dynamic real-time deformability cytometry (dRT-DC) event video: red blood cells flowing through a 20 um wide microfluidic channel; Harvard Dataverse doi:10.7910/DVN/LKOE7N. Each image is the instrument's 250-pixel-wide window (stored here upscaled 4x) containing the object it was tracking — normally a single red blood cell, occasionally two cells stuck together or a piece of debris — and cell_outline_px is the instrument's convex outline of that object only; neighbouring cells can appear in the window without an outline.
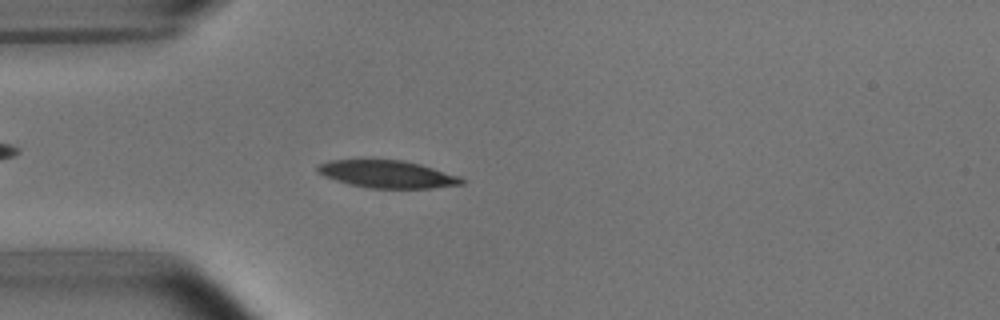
{"species": "common noctule bat (a hibernating species)", "species_latin": "Nyctalus noctula", "temperature_condition": "room temperature", "stored_images_in_passage": 49, "camera_frame_rate_fps": 3000, "um_per_image_px": 0.085, "animal": {"sex": "male", "body_mass_g": 15.6}, "frame": {"image": 1, "passage_image": 11, "time_ms": 3.333, "image_size_px": [1000, 320], "cell_outline_px": [[464, 184], [432, 188], [368, 188], [348, 184], [324, 176], [316, 172], [316, 168], [320, 164], [328, 160], [404, 160], [420, 164], [460, 176], [464, 180]], "centroid_in_image_um": [32.92, 14.81], "position_along_channel_um": 52.1, "area_um2": 23.06}}
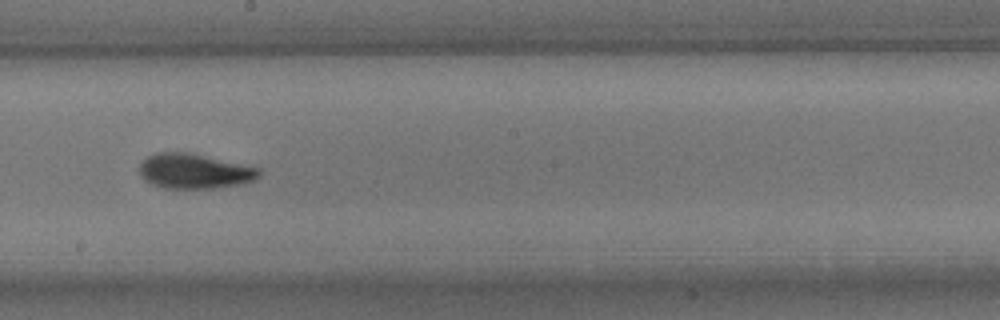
{"frame": {"image": 2, "passage_image": 26, "time_ms": 8.333, "image_size_px": [1000, 320], "cell_outline_px": [[260, 176], [256, 180], [240, 184], [212, 188], [164, 188], [152, 184], [144, 180], [140, 176], [140, 164], [148, 156], [156, 152], [184, 152], [260, 168]], "centroid_in_image_um": [16.5, 14.56], "position_along_channel_um": 231.7, "area_um2": 24.04}}
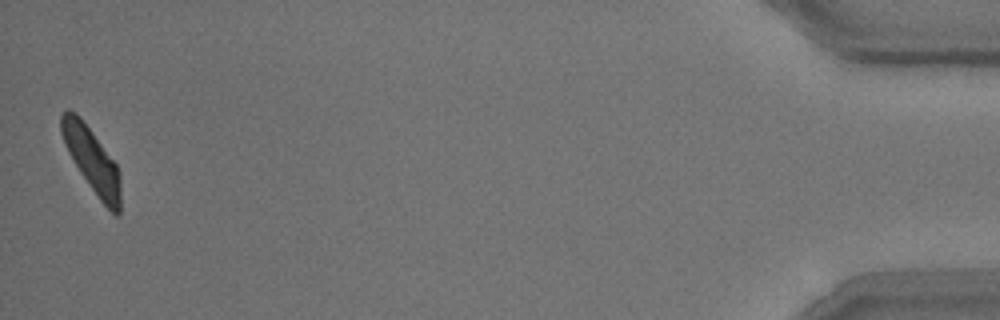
{"frame": {"image": 3, "passage_image": 49, "time_ms": 16.0, "image_size_px": [1000, 320], "cell_outline_px": [[120, 216], [116, 216], [100, 200], [80, 172], [68, 152], [60, 132], [60, 116], [68, 108], [76, 112], [80, 116], [116, 164], [120, 176]], "centroid_in_image_um": [7.79, 13.59], "position_along_channel_um": 427.4, "area_um2": 21.96}, "authors_computed_cell_mechanics": {"area_um2": 23.0622, "velocity_mm_per_s": 3.7319, "shape_relaxation_time_tau1_ms": 2.6905, "shape_relaxation_time_tau2_ms": 1.6822, "deformation_change_tau1": 0.128, "deformation_change_tau2": 0.0695}}